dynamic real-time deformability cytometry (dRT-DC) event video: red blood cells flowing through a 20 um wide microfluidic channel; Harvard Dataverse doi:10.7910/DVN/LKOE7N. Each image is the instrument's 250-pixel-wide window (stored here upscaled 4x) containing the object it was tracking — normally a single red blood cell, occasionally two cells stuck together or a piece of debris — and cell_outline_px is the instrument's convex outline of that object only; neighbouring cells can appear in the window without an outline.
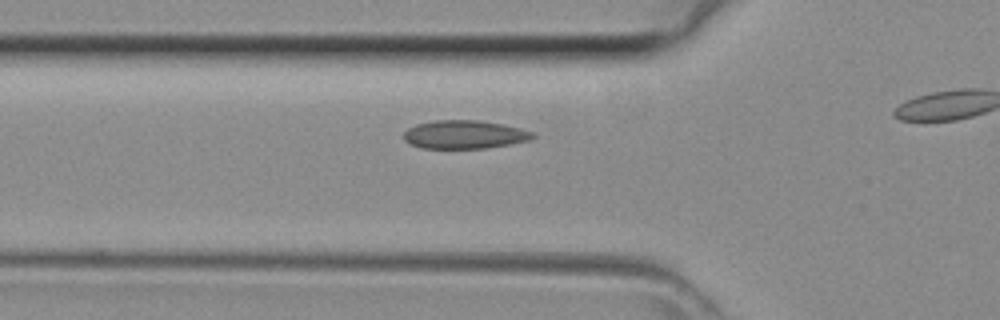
{"species": "common noctule bat (a hibernating species)", "species_latin": "Nyctalus noctula", "temperature_condition": "room temperature", "stored_images_in_passage": 6, "camera_frame_rate_fps": 3000, "um_per_image_px": 0.085, "animal": {"sex": "female", "body_mass_g": 29.2, "forearm_length_mm": 56.3}, "frame": {"image": 1, "passage_image": 2, "time_ms": 0.333, "image_size_px": [1000, 320], "cell_outline_px": [[536, 136], [532, 140], [488, 148], [420, 148], [404, 140], [404, 132], [408, 128], [416, 124], [432, 120], [480, 120], [504, 124], [536, 132]], "centroid_in_image_um": [39.53, 11.43], "position_along_channel_um": 86.3, "area_um2": 21.62}}
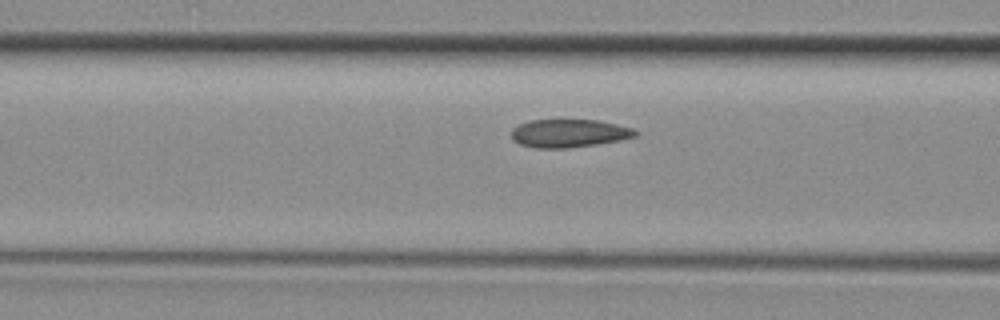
{"frame": {"image": 2, "passage_image": 4, "time_ms": 1.0, "image_size_px": [1000, 320], "cell_outline_px": [[640, 132], [636, 136], [620, 140], [596, 144], [564, 148], [536, 148], [520, 144], [512, 140], [512, 128], [528, 120], [600, 120], [632, 128]], "centroid_in_image_um": [48.37, 11.32], "position_along_channel_um": 118.2, "area_um2": 20.29}}